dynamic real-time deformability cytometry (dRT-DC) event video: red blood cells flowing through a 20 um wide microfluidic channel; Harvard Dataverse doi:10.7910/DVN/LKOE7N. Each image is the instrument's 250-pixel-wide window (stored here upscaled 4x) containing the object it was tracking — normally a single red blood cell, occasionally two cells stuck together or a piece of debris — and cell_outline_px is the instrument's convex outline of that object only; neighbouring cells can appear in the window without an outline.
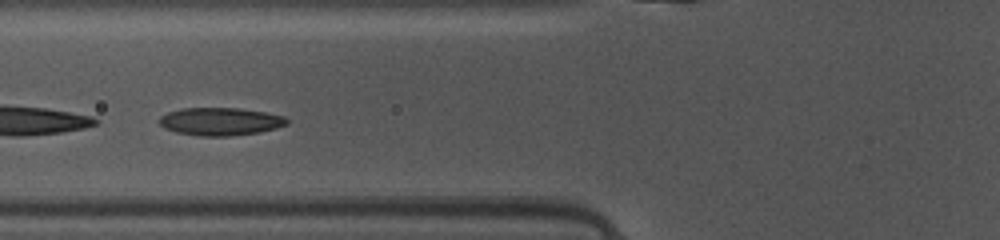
{"species": "common noctule bat (a hibernating species)", "species_latin": "Nyctalus noctula", "temperature_condition": "warm", "stored_images_in_passage": 33, "camera_frame_rate_fps": 3000, "um_per_image_px": 0.085, "animal": {"sex": "female", "body_mass_g": 10.0, "forearm_length_mm": 53.1}, "frame": {"image": 1, "passage_image": 5, "time_ms": 1.333, "image_size_px": [1000, 240], "cell_outline_px": [[288, 124], [276, 128], [260, 132], [228, 136], [200, 136], [176, 132], [164, 128], [156, 120], [160, 116], [168, 112], [180, 108], [240, 108], [268, 112], [284, 116], [288, 120]], "centroid_in_image_um": [18.72, 10.32], "position_along_channel_um": 107.1, "area_um2": 20.92}}
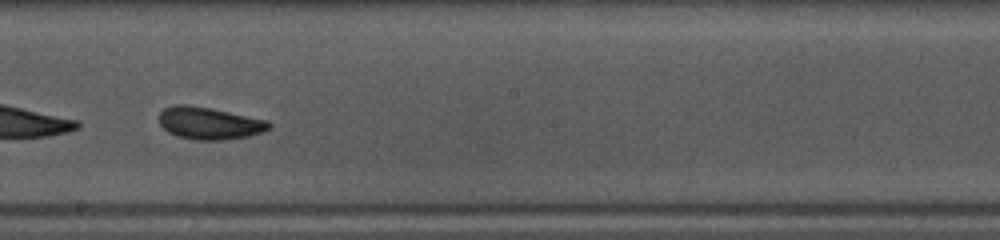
{"frame": {"image": 2, "passage_image": 14, "time_ms": 4.333, "image_size_px": [1000, 240], "cell_outline_px": [[272, 128], [264, 132], [248, 136], [224, 140], [192, 140], [176, 136], [168, 132], [160, 124], [160, 112], [164, 108], [176, 104], [184, 104], [212, 108], [268, 120], [272, 124]], "centroid_in_image_um": [17.82, 10.48], "position_along_channel_um": 230.4, "area_um2": 20.92}}
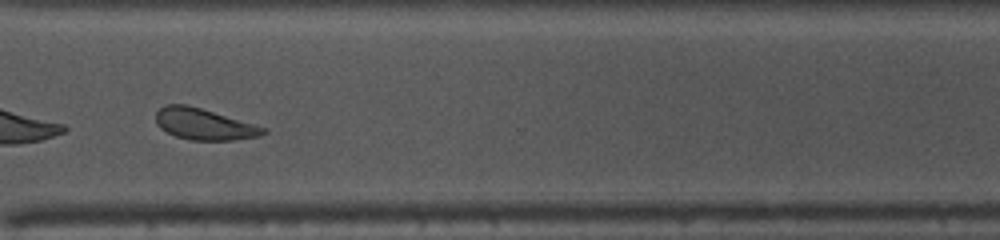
{"frame": {"image": 3, "passage_image": 23, "time_ms": 7.333, "image_size_px": [1000, 240], "cell_outline_px": [[268, 132], [260, 136], [236, 140], [192, 140], [176, 136], [160, 128], [156, 124], [156, 112], [164, 104], [184, 104], [200, 108], [268, 128]], "centroid_in_image_um": [17.36, 10.56], "position_along_channel_um": 353.2, "area_um2": 19.54}, "authors_computed_cell_mechanics": {"area_um2": 20.1722, "velocity_mm_per_s": 4.1117, "shape_relaxation_time_tau1_ms": 2.4096, "shape_relaxation_time_tau2_ms": 3.2384, "deformation_change_tau1": 0.1266, "deformation_change_tau2": 0.0908}}